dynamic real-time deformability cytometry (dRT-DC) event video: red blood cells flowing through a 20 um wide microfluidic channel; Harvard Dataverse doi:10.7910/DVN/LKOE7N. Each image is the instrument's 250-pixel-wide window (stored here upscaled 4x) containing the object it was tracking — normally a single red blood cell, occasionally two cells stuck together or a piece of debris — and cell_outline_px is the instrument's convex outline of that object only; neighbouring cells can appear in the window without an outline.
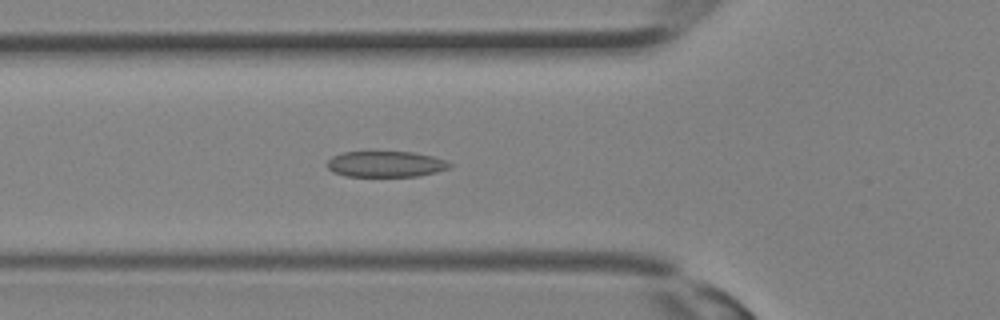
{"species": "Egyptian fruit bat (a non-hibernating species)", "species_latin": "Rousettus aegyptiacus", "temperature_condition": "room temperature", "stored_images_in_passage": 33, "camera_frame_rate_fps": 3000, "um_per_image_px": 0.085, "animal": {"sex": "female"}, "frame": {"image": 1, "passage_image": 12, "time_ms": 3.667, "image_size_px": [1000, 320], "cell_outline_px": [[452, 164], [448, 168], [436, 172], [416, 176], [348, 176], [332, 172], [328, 168], [328, 160], [332, 156], [340, 152], [412, 152], [432, 156], [444, 160]], "centroid_in_image_um": [32.75, 13.94], "position_along_channel_um": 93.0, "area_um2": 18.32}}
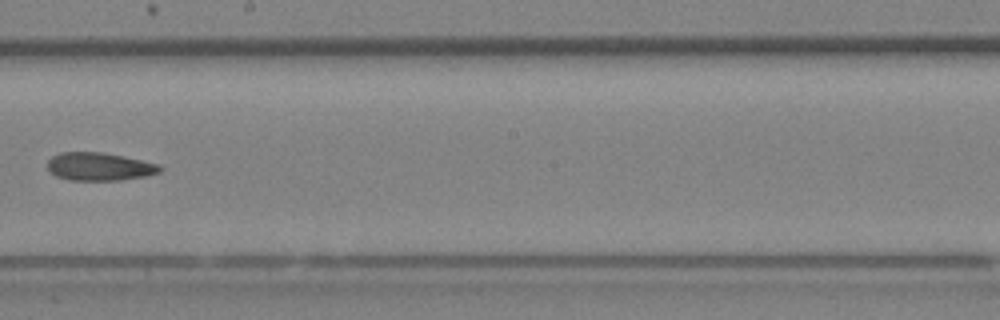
{"frame": {"image": 2, "passage_image": 19, "time_ms": 6.0, "image_size_px": [1000, 320], "cell_outline_px": [[164, 168], [160, 172], [144, 176], [120, 180], [68, 180], [56, 176], [48, 168], [48, 160], [52, 156], [60, 152], [104, 152], [124, 156], [160, 164]], "centroid_in_image_um": [8.47, 14.15], "position_along_channel_um": 239.7, "area_um2": 18.44}}
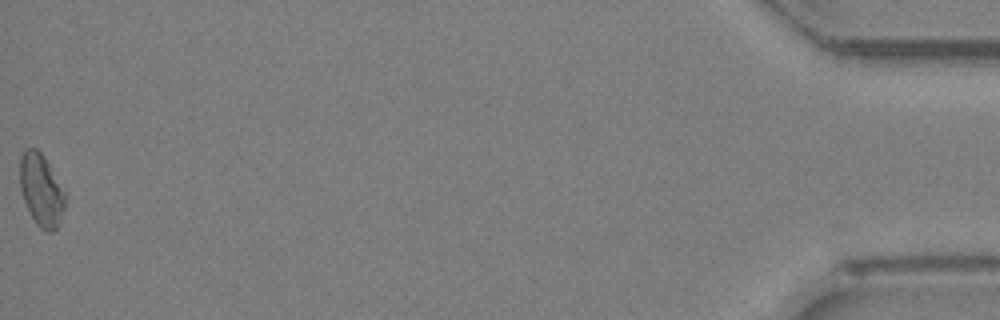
{"frame": {"image": 3, "passage_image": 33, "time_ms": 10.667, "image_size_px": [1000, 320], "cell_outline_px": [[68, 196], [60, 224], [52, 232], [48, 232], [40, 228], [36, 224], [24, 200], [20, 188], [20, 156], [24, 148], [36, 148], [44, 156]], "centroid_in_image_um": [3.53, 16.16], "position_along_channel_um": 431.7, "area_um2": 19.31}}